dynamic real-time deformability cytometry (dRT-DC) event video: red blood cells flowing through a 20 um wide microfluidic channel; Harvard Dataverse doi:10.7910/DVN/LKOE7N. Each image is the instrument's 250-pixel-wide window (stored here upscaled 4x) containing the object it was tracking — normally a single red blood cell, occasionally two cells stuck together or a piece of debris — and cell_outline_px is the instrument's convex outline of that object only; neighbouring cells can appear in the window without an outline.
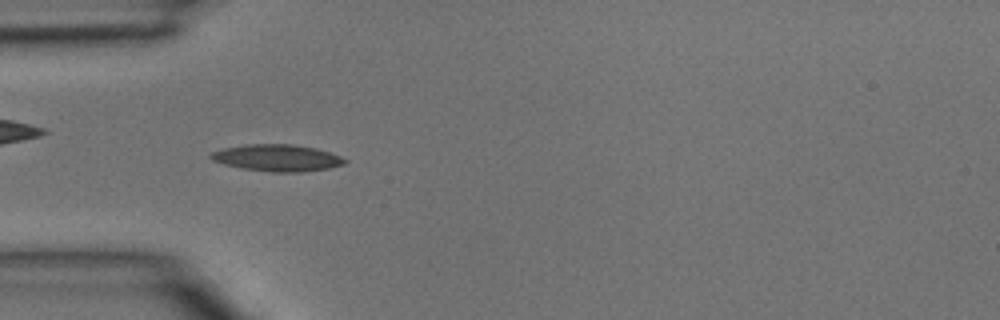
{"species": "common noctule bat (a hibernating species)", "species_latin": "Nyctalus noctula", "temperature_condition": "room temperature", "stored_images_in_passage": 5, "camera_frame_rate_fps": 3000, "um_per_image_px": 0.085, "animal": {"sex": "male", "body_mass_g": 15.6}, "frame": {"image": 1, "passage_image": 4, "time_ms": 1.0, "image_size_px": [1000, 320], "cell_outline_px": [[348, 160], [344, 164], [328, 168], [300, 172], [272, 172], [244, 168], [224, 164], [212, 160], [208, 156], [212, 152], [224, 148], [244, 144], [292, 144], [316, 148], [340, 156]], "centroid_in_image_um": [23.55, 13.41], "position_along_channel_um": 61.4, "area_um2": 20.75}}
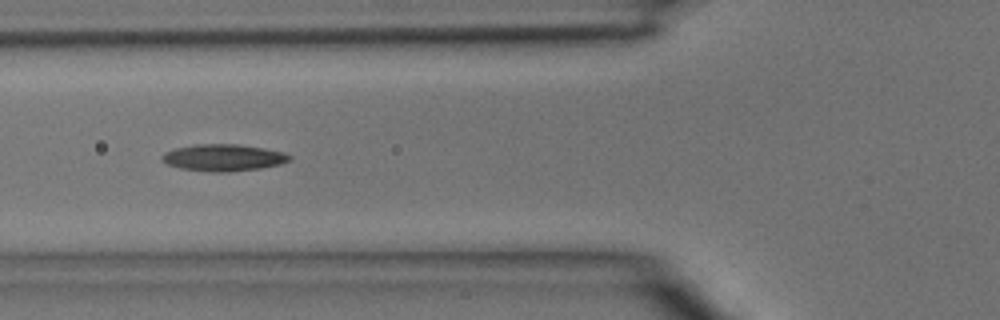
{"frame": {"image": 2, "passage_image": 5, "time_ms": 1.333, "image_size_px": [1000, 320], "cell_outline_px": [[292, 160], [280, 164], [260, 168], [228, 172], [212, 172], [180, 168], [168, 164], [160, 160], [160, 156], [164, 152], [176, 148], [196, 144], [236, 144], [284, 152], [292, 156]], "centroid_in_image_um": [18.97, 13.4], "position_along_channel_um": 106.8, "area_um2": 19.88}}